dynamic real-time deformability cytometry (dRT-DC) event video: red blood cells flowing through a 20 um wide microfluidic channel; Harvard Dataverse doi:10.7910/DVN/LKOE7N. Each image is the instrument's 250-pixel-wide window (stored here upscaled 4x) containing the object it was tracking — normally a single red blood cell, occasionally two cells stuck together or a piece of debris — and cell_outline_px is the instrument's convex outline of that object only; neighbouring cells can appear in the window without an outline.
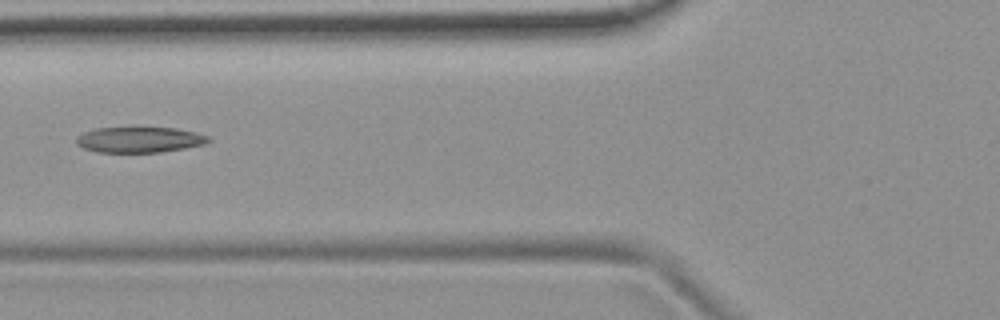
{"species": "common noctule bat (a hibernating species)", "species_latin": "Nyctalus noctula", "temperature_condition": "room temperature", "stored_images_in_passage": 6, "camera_frame_rate_fps": 3000, "um_per_image_px": 0.085, "animal": {"sex": "female", "body_mass_g": 19.9}, "frame": {"image": 1, "passage_image": 5, "time_ms": 5.667, "image_size_px": [1000, 320], "cell_outline_px": [[212, 140], [204, 144], [184, 148], [160, 152], [96, 152], [84, 148], [76, 144], [76, 136], [84, 132], [96, 128], [176, 128], [196, 132], [208, 136]], "centroid_in_image_um": [11.85, 11.88], "position_along_channel_um": 114.0, "area_um2": 19.65}}
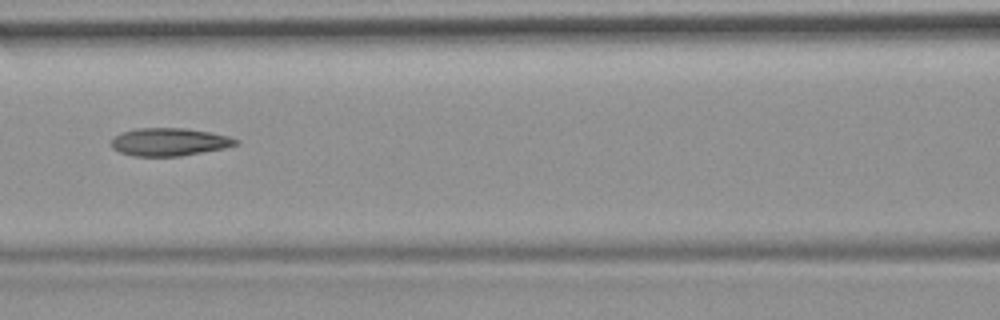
{"frame": {"image": 2, "passage_image": 6, "time_ms": 6.667, "image_size_px": [1000, 320], "cell_outline_px": [[240, 144], [224, 148], [180, 156], [132, 156], [120, 152], [112, 148], [112, 140], [120, 132], [136, 128], [188, 128], [228, 136], [240, 140]], "centroid_in_image_um": [14.4, 12.06], "position_along_channel_um": 152.2, "area_um2": 20.23}}